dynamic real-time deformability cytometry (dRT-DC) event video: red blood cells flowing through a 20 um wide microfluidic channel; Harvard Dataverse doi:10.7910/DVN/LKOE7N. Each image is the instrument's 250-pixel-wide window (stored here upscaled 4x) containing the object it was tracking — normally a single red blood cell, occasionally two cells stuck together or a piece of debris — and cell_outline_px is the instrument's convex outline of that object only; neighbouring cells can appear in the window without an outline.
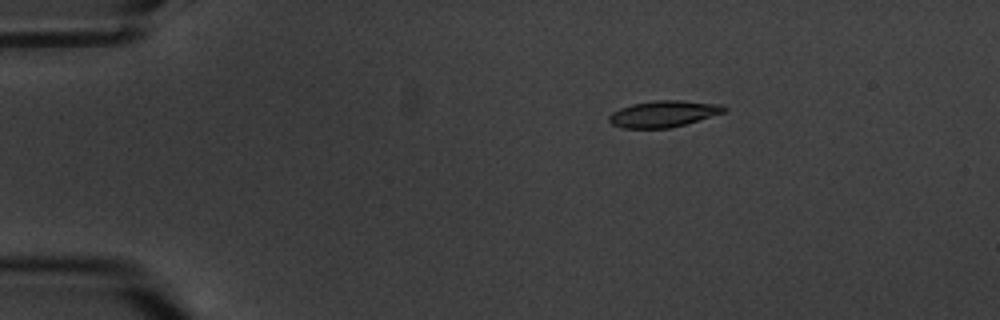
{"species": "common noctule bat (a hibernating species)", "species_latin": "Nyctalus noctula", "temperature_condition": "warm", "stored_images_in_passage": 3, "camera_frame_rate_fps": 3000, "um_per_image_px": 0.085, "animal": {"sex": "male", "body_mass_g": 20.1, "forearm_length_mm": 53.5}, "frame": {"image": 1, "passage_image": 1, "time_ms": 0.0, "image_size_px": [1000, 320], "cell_outline_px": [[728, 108], [724, 112], [672, 128], [620, 128], [612, 124], [608, 120], [608, 116], [612, 112], [620, 108], [632, 104], [652, 100], [680, 100], [724, 104]], "centroid_in_image_um": [56.39, 9.67], "position_along_channel_um": 28.6, "area_um2": 17.86}}